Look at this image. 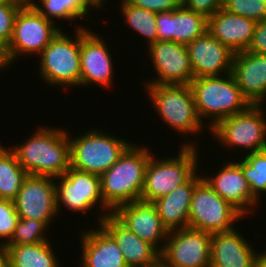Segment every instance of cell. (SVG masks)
<instances>
[{
    "label": "cell",
    "instance_id": "obj_1",
    "mask_svg": "<svg viewBox=\"0 0 266 267\" xmlns=\"http://www.w3.org/2000/svg\"><path fill=\"white\" fill-rule=\"evenodd\" d=\"M10 150L28 175L57 178L70 168L68 130L42 127Z\"/></svg>",
    "mask_w": 266,
    "mask_h": 267
},
{
    "label": "cell",
    "instance_id": "obj_2",
    "mask_svg": "<svg viewBox=\"0 0 266 267\" xmlns=\"http://www.w3.org/2000/svg\"><path fill=\"white\" fill-rule=\"evenodd\" d=\"M151 152L144 145L131 143L118 161L100 176L103 200L112 211L141 199Z\"/></svg>",
    "mask_w": 266,
    "mask_h": 267
},
{
    "label": "cell",
    "instance_id": "obj_3",
    "mask_svg": "<svg viewBox=\"0 0 266 267\" xmlns=\"http://www.w3.org/2000/svg\"><path fill=\"white\" fill-rule=\"evenodd\" d=\"M189 86L200 120L204 122L202 119L206 117L212 119L208 123L209 131L220 120L241 113L250 106L231 73L194 78Z\"/></svg>",
    "mask_w": 266,
    "mask_h": 267
},
{
    "label": "cell",
    "instance_id": "obj_4",
    "mask_svg": "<svg viewBox=\"0 0 266 267\" xmlns=\"http://www.w3.org/2000/svg\"><path fill=\"white\" fill-rule=\"evenodd\" d=\"M194 142L184 143L176 157L157 159L152 154L145 171L142 201L153 202L186 183L197 170L198 150Z\"/></svg>",
    "mask_w": 266,
    "mask_h": 267
},
{
    "label": "cell",
    "instance_id": "obj_5",
    "mask_svg": "<svg viewBox=\"0 0 266 267\" xmlns=\"http://www.w3.org/2000/svg\"><path fill=\"white\" fill-rule=\"evenodd\" d=\"M145 87L155 111L167 126L182 135L204 131L189 85L144 84Z\"/></svg>",
    "mask_w": 266,
    "mask_h": 267
},
{
    "label": "cell",
    "instance_id": "obj_6",
    "mask_svg": "<svg viewBox=\"0 0 266 267\" xmlns=\"http://www.w3.org/2000/svg\"><path fill=\"white\" fill-rule=\"evenodd\" d=\"M75 27L74 38L61 29L39 54V75L47 84L66 88L80 86V28L84 26Z\"/></svg>",
    "mask_w": 266,
    "mask_h": 267
},
{
    "label": "cell",
    "instance_id": "obj_7",
    "mask_svg": "<svg viewBox=\"0 0 266 267\" xmlns=\"http://www.w3.org/2000/svg\"><path fill=\"white\" fill-rule=\"evenodd\" d=\"M85 131V134L68 138L70 142V167L88 173L102 175L131 144L104 131Z\"/></svg>",
    "mask_w": 266,
    "mask_h": 267
},
{
    "label": "cell",
    "instance_id": "obj_8",
    "mask_svg": "<svg viewBox=\"0 0 266 267\" xmlns=\"http://www.w3.org/2000/svg\"><path fill=\"white\" fill-rule=\"evenodd\" d=\"M54 23L25 3L16 14L12 39L4 52L7 65L11 66L21 55H39L61 30Z\"/></svg>",
    "mask_w": 266,
    "mask_h": 267
},
{
    "label": "cell",
    "instance_id": "obj_9",
    "mask_svg": "<svg viewBox=\"0 0 266 267\" xmlns=\"http://www.w3.org/2000/svg\"><path fill=\"white\" fill-rule=\"evenodd\" d=\"M262 108V105H250L245 111L220 120L210 132L227 149L245 148L248 153L264 150L266 110Z\"/></svg>",
    "mask_w": 266,
    "mask_h": 267
},
{
    "label": "cell",
    "instance_id": "obj_10",
    "mask_svg": "<svg viewBox=\"0 0 266 267\" xmlns=\"http://www.w3.org/2000/svg\"><path fill=\"white\" fill-rule=\"evenodd\" d=\"M243 217L245 216L222 199L204 178L197 183L190 204L188 227L211 234L226 232L233 230L235 222Z\"/></svg>",
    "mask_w": 266,
    "mask_h": 267
},
{
    "label": "cell",
    "instance_id": "obj_11",
    "mask_svg": "<svg viewBox=\"0 0 266 267\" xmlns=\"http://www.w3.org/2000/svg\"><path fill=\"white\" fill-rule=\"evenodd\" d=\"M55 180H59L55 183L58 214H60L62 205L67 210L84 213L91 211L98 204L105 212L98 216V223L107 215L112 214L113 211L105 204L101 194L100 175L70 167L65 174L55 178Z\"/></svg>",
    "mask_w": 266,
    "mask_h": 267
},
{
    "label": "cell",
    "instance_id": "obj_12",
    "mask_svg": "<svg viewBox=\"0 0 266 267\" xmlns=\"http://www.w3.org/2000/svg\"><path fill=\"white\" fill-rule=\"evenodd\" d=\"M211 238L191 227L169 231L160 260L167 267H210Z\"/></svg>",
    "mask_w": 266,
    "mask_h": 267
},
{
    "label": "cell",
    "instance_id": "obj_13",
    "mask_svg": "<svg viewBox=\"0 0 266 267\" xmlns=\"http://www.w3.org/2000/svg\"><path fill=\"white\" fill-rule=\"evenodd\" d=\"M54 180V181H53ZM55 178L28 175L13 200L20 219H35L48 227L58 215Z\"/></svg>",
    "mask_w": 266,
    "mask_h": 267
},
{
    "label": "cell",
    "instance_id": "obj_14",
    "mask_svg": "<svg viewBox=\"0 0 266 267\" xmlns=\"http://www.w3.org/2000/svg\"><path fill=\"white\" fill-rule=\"evenodd\" d=\"M147 49L157 77L144 84L189 85L194 79L185 45L164 40L150 44Z\"/></svg>",
    "mask_w": 266,
    "mask_h": 267
},
{
    "label": "cell",
    "instance_id": "obj_15",
    "mask_svg": "<svg viewBox=\"0 0 266 267\" xmlns=\"http://www.w3.org/2000/svg\"><path fill=\"white\" fill-rule=\"evenodd\" d=\"M86 27L80 28V86L112 87L114 69L111 53L100 36Z\"/></svg>",
    "mask_w": 266,
    "mask_h": 267
},
{
    "label": "cell",
    "instance_id": "obj_16",
    "mask_svg": "<svg viewBox=\"0 0 266 267\" xmlns=\"http://www.w3.org/2000/svg\"><path fill=\"white\" fill-rule=\"evenodd\" d=\"M112 215L128 230L139 238L153 245L160 253L165 245L168 229L163 225L161 218L152 202L142 200L133 201L116 208Z\"/></svg>",
    "mask_w": 266,
    "mask_h": 267
},
{
    "label": "cell",
    "instance_id": "obj_17",
    "mask_svg": "<svg viewBox=\"0 0 266 267\" xmlns=\"http://www.w3.org/2000/svg\"><path fill=\"white\" fill-rule=\"evenodd\" d=\"M186 47L194 78L231 73L235 53L208 31L194 39Z\"/></svg>",
    "mask_w": 266,
    "mask_h": 267
},
{
    "label": "cell",
    "instance_id": "obj_18",
    "mask_svg": "<svg viewBox=\"0 0 266 267\" xmlns=\"http://www.w3.org/2000/svg\"><path fill=\"white\" fill-rule=\"evenodd\" d=\"M231 74L250 105L265 107L266 54L247 50L235 53Z\"/></svg>",
    "mask_w": 266,
    "mask_h": 267
},
{
    "label": "cell",
    "instance_id": "obj_19",
    "mask_svg": "<svg viewBox=\"0 0 266 267\" xmlns=\"http://www.w3.org/2000/svg\"><path fill=\"white\" fill-rule=\"evenodd\" d=\"M158 41L169 40L187 46L207 31L208 18L183 5L156 16Z\"/></svg>",
    "mask_w": 266,
    "mask_h": 267
},
{
    "label": "cell",
    "instance_id": "obj_20",
    "mask_svg": "<svg viewBox=\"0 0 266 267\" xmlns=\"http://www.w3.org/2000/svg\"><path fill=\"white\" fill-rule=\"evenodd\" d=\"M225 163L217 175L205 177L203 174V178L222 199L246 216L247 212L253 210L251 208L257 206L259 200L252 195L247 179L236 161L229 160Z\"/></svg>",
    "mask_w": 266,
    "mask_h": 267
},
{
    "label": "cell",
    "instance_id": "obj_21",
    "mask_svg": "<svg viewBox=\"0 0 266 267\" xmlns=\"http://www.w3.org/2000/svg\"><path fill=\"white\" fill-rule=\"evenodd\" d=\"M257 253L236 228L216 232L211 238L210 267H256Z\"/></svg>",
    "mask_w": 266,
    "mask_h": 267
},
{
    "label": "cell",
    "instance_id": "obj_22",
    "mask_svg": "<svg viewBox=\"0 0 266 267\" xmlns=\"http://www.w3.org/2000/svg\"><path fill=\"white\" fill-rule=\"evenodd\" d=\"M116 241L128 267H152L160 261V252L123 226L112 214L99 223Z\"/></svg>",
    "mask_w": 266,
    "mask_h": 267
},
{
    "label": "cell",
    "instance_id": "obj_23",
    "mask_svg": "<svg viewBox=\"0 0 266 267\" xmlns=\"http://www.w3.org/2000/svg\"><path fill=\"white\" fill-rule=\"evenodd\" d=\"M256 21L221 8L208 17L207 31L234 53L246 51L251 43Z\"/></svg>",
    "mask_w": 266,
    "mask_h": 267
},
{
    "label": "cell",
    "instance_id": "obj_24",
    "mask_svg": "<svg viewBox=\"0 0 266 267\" xmlns=\"http://www.w3.org/2000/svg\"><path fill=\"white\" fill-rule=\"evenodd\" d=\"M80 267H128L114 238L99 224L80 236Z\"/></svg>",
    "mask_w": 266,
    "mask_h": 267
},
{
    "label": "cell",
    "instance_id": "obj_25",
    "mask_svg": "<svg viewBox=\"0 0 266 267\" xmlns=\"http://www.w3.org/2000/svg\"><path fill=\"white\" fill-rule=\"evenodd\" d=\"M197 174L196 172L186 183L152 202L168 231L188 227L190 204L195 186L203 178L201 173Z\"/></svg>",
    "mask_w": 266,
    "mask_h": 267
},
{
    "label": "cell",
    "instance_id": "obj_26",
    "mask_svg": "<svg viewBox=\"0 0 266 267\" xmlns=\"http://www.w3.org/2000/svg\"><path fill=\"white\" fill-rule=\"evenodd\" d=\"M40 4L31 1L30 4L46 19L55 22L54 19L76 20L78 18L89 19L90 11L94 8H103L100 0H39ZM92 7V8H91ZM94 7V8H93ZM91 9V10H90Z\"/></svg>",
    "mask_w": 266,
    "mask_h": 267
},
{
    "label": "cell",
    "instance_id": "obj_27",
    "mask_svg": "<svg viewBox=\"0 0 266 267\" xmlns=\"http://www.w3.org/2000/svg\"><path fill=\"white\" fill-rule=\"evenodd\" d=\"M7 247L10 267H59L60 262L49 241Z\"/></svg>",
    "mask_w": 266,
    "mask_h": 267
},
{
    "label": "cell",
    "instance_id": "obj_28",
    "mask_svg": "<svg viewBox=\"0 0 266 267\" xmlns=\"http://www.w3.org/2000/svg\"><path fill=\"white\" fill-rule=\"evenodd\" d=\"M27 176L15 154L0 145V199L13 201Z\"/></svg>",
    "mask_w": 266,
    "mask_h": 267
},
{
    "label": "cell",
    "instance_id": "obj_29",
    "mask_svg": "<svg viewBox=\"0 0 266 267\" xmlns=\"http://www.w3.org/2000/svg\"><path fill=\"white\" fill-rule=\"evenodd\" d=\"M121 13L125 22L141 36L147 39L148 46L158 41L156 26L157 13L131 5L127 0H121Z\"/></svg>",
    "mask_w": 266,
    "mask_h": 267
},
{
    "label": "cell",
    "instance_id": "obj_30",
    "mask_svg": "<svg viewBox=\"0 0 266 267\" xmlns=\"http://www.w3.org/2000/svg\"><path fill=\"white\" fill-rule=\"evenodd\" d=\"M236 163L241 167L252 195L260 201V193H266V149L245 153V157Z\"/></svg>",
    "mask_w": 266,
    "mask_h": 267
},
{
    "label": "cell",
    "instance_id": "obj_31",
    "mask_svg": "<svg viewBox=\"0 0 266 267\" xmlns=\"http://www.w3.org/2000/svg\"><path fill=\"white\" fill-rule=\"evenodd\" d=\"M48 228L49 227L42 221L35 219H19L13 235L6 245L18 246L46 242L49 240L46 235Z\"/></svg>",
    "mask_w": 266,
    "mask_h": 267
},
{
    "label": "cell",
    "instance_id": "obj_32",
    "mask_svg": "<svg viewBox=\"0 0 266 267\" xmlns=\"http://www.w3.org/2000/svg\"><path fill=\"white\" fill-rule=\"evenodd\" d=\"M222 8L256 22L266 20V0H224Z\"/></svg>",
    "mask_w": 266,
    "mask_h": 267
},
{
    "label": "cell",
    "instance_id": "obj_33",
    "mask_svg": "<svg viewBox=\"0 0 266 267\" xmlns=\"http://www.w3.org/2000/svg\"><path fill=\"white\" fill-rule=\"evenodd\" d=\"M25 3H5L0 5V49L5 52L12 39L14 20Z\"/></svg>",
    "mask_w": 266,
    "mask_h": 267
},
{
    "label": "cell",
    "instance_id": "obj_34",
    "mask_svg": "<svg viewBox=\"0 0 266 267\" xmlns=\"http://www.w3.org/2000/svg\"><path fill=\"white\" fill-rule=\"evenodd\" d=\"M19 219L14 201L0 199V242L6 244L11 239Z\"/></svg>",
    "mask_w": 266,
    "mask_h": 267
},
{
    "label": "cell",
    "instance_id": "obj_35",
    "mask_svg": "<svg viewBox=\"0 0 266 267\" xmlns=\"http://www.w3.org/2000/svg\"><path fill=\"white\" fill-rule=\"evenodd\" d=\"M131 5L155 13L172 11L182 6V0H127Z\"/></svg>",
    "mask_w": 266,
    "mask_h": 267
},
{
    "label": "cell",
    "instance_id": "obj_36",
    "mask_svg": "<svg viewBox=\"0 0 266 267\" xmlns=\"http://www.w3.org/2000/svg\"><path fill=\"white\" fill-rule=\"evenodd\" d=\"M223 2L224 0H182V5L208 18L223 7Z\"/></svg>",
    "mask_w": 266,
    "mask_h": 267
},
{
    "label": "cell",
    "instance_id": "obj_37",
    "mask_svg": "<svg viewBox=\"0 0 266 267\" xmlns=\"http://www.w3.org/2000/svg\"><path fill=\"white\" fill-rule=\"evenodd\" d=\"M247 51L266 54V20L258 21Z\"/></svg>",
    "mask_w": 266,
    "mask_h": 267
},
{
    "label": "cell",
    "instance_id": "obj_38",
    "mask_svg": "<svg viewBox=\"0 0 266 267\" xmlns=\"http://www.w3.org/2000/svg\"><path fill=\"white\" fill-rule=\"evenodd\" d=\"M0 267H10L9 250L5 243L0 242Z\"/></svg>",
    "mask_w": 266,
    "mask_h": 267
},
{
    "label": "cell",
    "instance_id": "obj_39",
    "mask_svg": "<svg viewBox=\"0 0 266 267\" xmlns=\"http://www.w3.org/2000/svg\"><path fill=\"white\" fill-rule=\"evenodd\" d=\"M256 267H266V251L259 253Z\"/></svg>",
    "mask_w": 266,
    "mask_h": 267
},
{
    "label": "cell",
    "instance_id": "obj_40",
    "mask_svg": "<svg viewBox=\"0 0 266 267\" xmlns=\"http://www.w3.org/2000/svg\"><path fill=\"white\" fill-rule=\"evenodd\" d=\"M9 68V66L6 63L4 52L0 49V71L7 70L6 68Z\"/></svg>",
    "mask_w": 266,
    "mask_h": 267
},
{
    "label": "cell",
    "instance_id": "obj_41",
    "mask_svg": "<svg viewBox=\"0 0 266 267\" xmlns=\"http://www.w3.org/2000/svg\"><path fill=\"white\" fill-rule=\"evenodd\" d=\"M5 3H25V2L22 0H0V5Z\"/></svg>",
    "mask_w": 266,
    "mask_h": 267
},
{
    "label": "cell",
    "instance_id": "obj_42",
    "mask_svg": "<svg viewBox=\"0 0 266 267\" xmlns=\"http://www.w3.org/2000/svg\"><path fill=\"white\" fill-rule=\"evenodd\" d=\"M152 267H167V266L160 260L155 266Z\"/></svg>",
    "mask_w": 266,
    "mask_h": 267
},
{
    "label": "cell",
    "instance_id": "obj_43",
    "mask_svg": "<svg viewBox=\"0 0 266 267\" xmlns=\"http://www.w3.org/2000/svg\"><path fill=\"white\" fill-rule=\"evenodd\" d=\"M24 1L25 3H30L31 1H35V0H22Z\"/></svg>",
    "mask_w": 266,
    "mask_h": 267
},
{
    "label": "cell",
    "instance_id": "obj_44",
    "mask_svg": "<svg viewBox=\"0 0 266 267\" xmlns=\"http://www.w3.org/2000/svg\"><path fill=\"white\" fill-rule=\"evenodd\" d=\"M101 2H102V5H104V3H105V0H100Z\"/></svg>",
    "mask_w": 266,
    "mask_h": 267
}]
</instances>
